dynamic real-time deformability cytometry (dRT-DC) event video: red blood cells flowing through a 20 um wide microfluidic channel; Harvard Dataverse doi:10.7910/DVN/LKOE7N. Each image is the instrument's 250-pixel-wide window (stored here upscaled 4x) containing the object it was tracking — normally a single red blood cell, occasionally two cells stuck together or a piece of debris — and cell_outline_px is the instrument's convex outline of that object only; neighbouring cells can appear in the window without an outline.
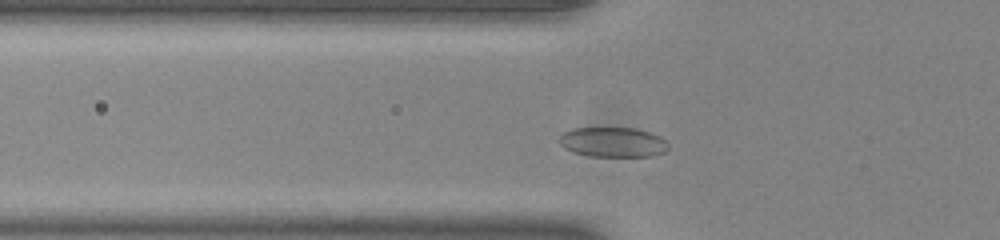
{"species": "common noctule bat (a hibernating species)", "species_latin": "Nyctalus noctula", "temperature_condition": "room temperature", "stored_images_in_passage": 41, "camera_frame_rate_fps": 3000, "um_per_image_px": 0.085, "animal": {"sex": "male", "body_mass_g": 20.0, "forearm_length_mm": 53.3}, "frame": {"image": 1, "passage_image": 7, "time_ms": 2.0, "image_size_px": [1000, 240], "cell_outline_px": [[668, 148], [664, 152], [652, 156], [588, 156], [572, 152], [564, 148], [556, 140], [564, 132], [572, 128], [636, 128], [660, 136], [668, 144]], "centroid_in_image_um": [52.05, 12.08], "position_along_channel_um": 73.7, "area_um2": 19.07}}
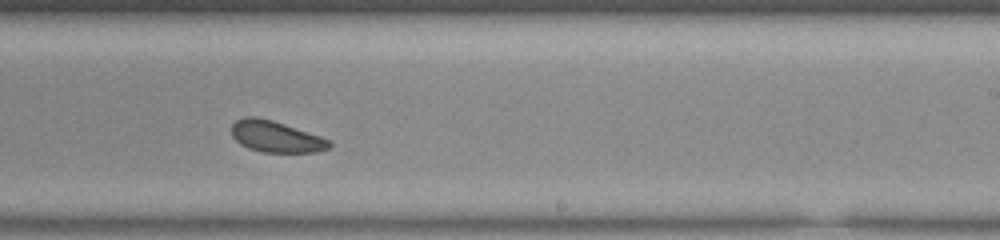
{"frame": {"image": 2, "passage_image": 22, "time_ms": 7.0, "image_size_px": [1000, 240], "cell_outline_px": [[332, 148], [316, 152], [264, 152], [248, 148], [240, 144], [232, 136], [232, 124], [236, 120], [244, 116], [256, 116], [272, 120], [320, 136], [328, 140], [332, 144]], "centroid_in_image_um": [23.44, 11.61], "position_along_channel_um": 265.6, "area_um2": 17.8}}
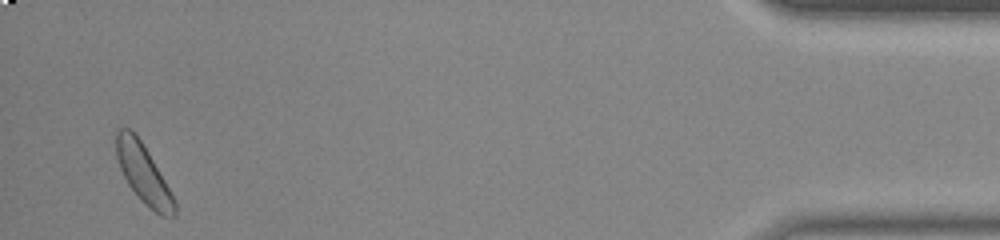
{"frame": {"image": 3, "passage_image": 40, "time_ms": 13.0, "image_size_px": [1000, 240], "cell_outline_px": [[176, 216], [160, 216], [140, 200], [128, 184], [120, 168], [116, 156], [116, 128], [128, 128], [140, 140], [148, 152], [164, 180], [176, 204]], "centroid_in_image_um": [12.17, 14.78], "position_along_channel_um": 423.0, "area_um2": 19.54}, "authors_computed_cell_mechanics": {"area_um2": 18.9006, "velocity_mm_per_s": 3.8442, "shape_relaxation_time_tau1_ms": null, "shape_relaxation_time_tau2_ms": 7.7757, "deformation_change_tau1": null, "deformation_change_tau2": 0.1457}}